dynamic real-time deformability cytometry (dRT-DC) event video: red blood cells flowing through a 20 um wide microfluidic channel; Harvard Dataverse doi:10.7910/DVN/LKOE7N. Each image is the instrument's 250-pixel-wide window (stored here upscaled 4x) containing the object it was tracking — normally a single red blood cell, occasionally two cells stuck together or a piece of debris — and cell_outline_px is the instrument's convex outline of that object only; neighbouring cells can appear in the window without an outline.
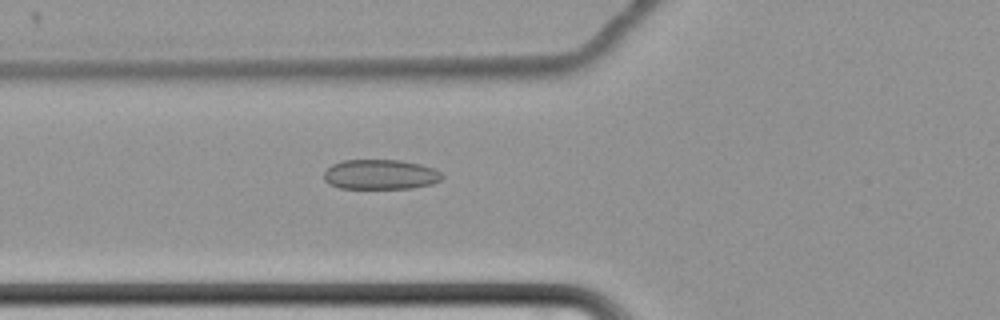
{"species": "common noctule bat (a hibernating species)", "species_latin": "Nyctalus noctula", "temperature_condition": "cold", "stored_images_in_passage": 63, "camera_frame_rate_fps": 3000, "um_per_image_px": 0.085, "animal": {"sex": "female", "body_mass_g": 22.7, "forearm_length_mm": 54.2}, "frame": {"image": 1, "passage_image": 26, "time_ms": 8.333, "image_size_px": [1000, 320], "cell_outline_px": [[444, 176], [440, 180], [432, 184], [412, 188], [340, 188], [328, 184], [324, 180], [324, 172], [332, 164], [344, 160], [400, 160], [420, 164], [432, 168], [440, 172]], "centroid_in_image_um": [32.32, 14.83], "position_along_channel_um": 93.5, "area_um2": 20.58}}
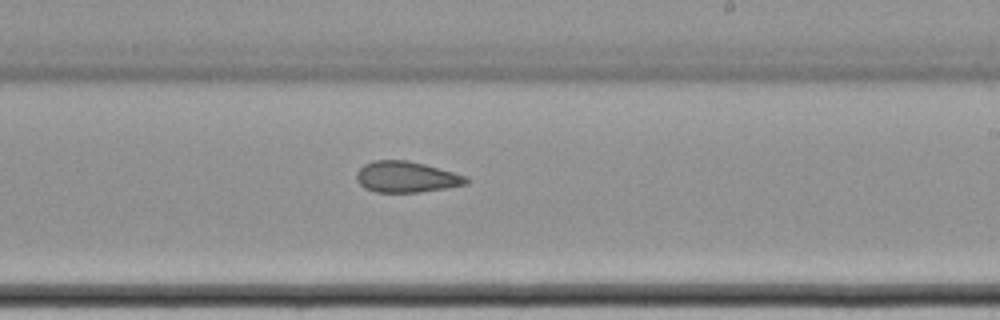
{"frame": {"image": 2, "passage_image": 40, "time_ms": 13.0, "image_size_px": [1000, 320], "cell_outline_px": [[472, 180], [468, 184], [448, 188], [420, 192], [376, 192], [364, 188], [356, 180], [356, 172], [364, 164], [372, 160], [408, 160], [424, 164], [468, 176]], "centroid_in_image_um": [34.57, 15.04], "position_along_channel_um": 254.4, "area_um2": 20.11}}
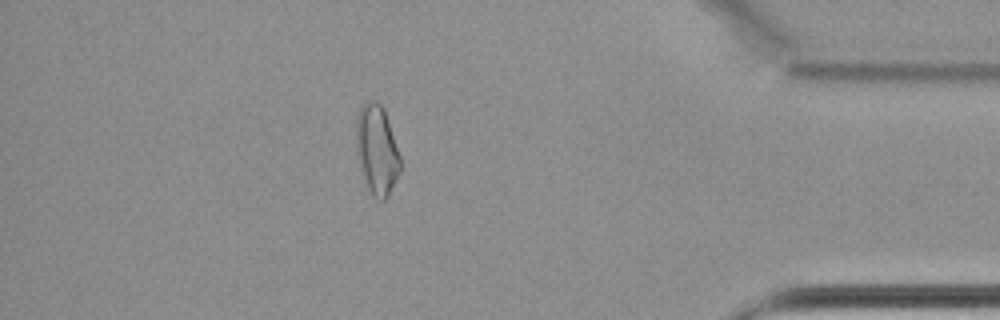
{"frame": {"image": 3, "passage_image": 56, "time_ms": 18.333, "image_size_px": [1000, 320], "cell_outline_px": [[400, 172], [388, 196], [384, 200], [380, 200], [364, 184], [360, 172], [356, 152], [356, 116], [360, 104], [368, 100], [372, 100], [380, 104], [384, 108], [400, 156]], "centroid_in_image_um": [32.0, 12.71], "position_along_channel_um": 403.2, "area_um2": 23.29}, "authors_computed_cell_mechanics": {"area_um2": 22.3686, "velocity_mm_per_s": 3.4514, "shape_relaxation_time_tau1_ms": null, "shape_relaxation_time_tau2_ms": 2.3082, "deformation_change_tau1": null, "deformation_change_tau2": 0.0875}}